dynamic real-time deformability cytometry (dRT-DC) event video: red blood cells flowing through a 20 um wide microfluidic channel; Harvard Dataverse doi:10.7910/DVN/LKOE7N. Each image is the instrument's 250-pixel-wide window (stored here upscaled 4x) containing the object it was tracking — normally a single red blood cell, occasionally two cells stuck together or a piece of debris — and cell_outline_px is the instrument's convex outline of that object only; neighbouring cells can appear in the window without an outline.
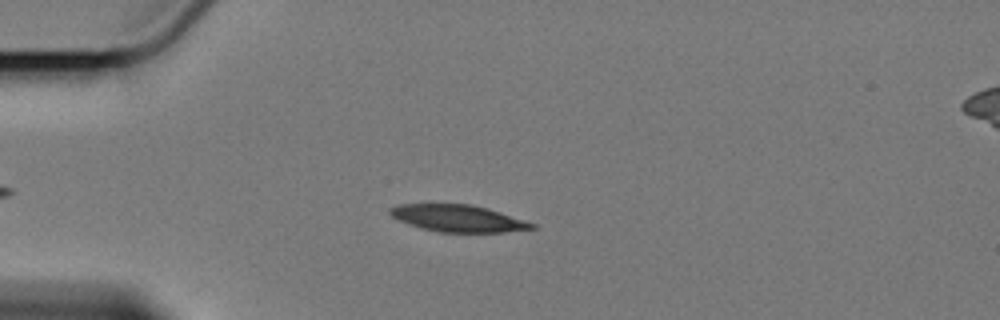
{"species": "Egyptian fruit bat (a non-hibernating species)", "species_latin": "Rousettus aegyptiacus", "temperature_condition": "cold", "stored_images_in_passage": 42, "camera_frame_rate_fps": 3000, "um_per_image_px": 0.085, "animal": {"sex": "female"}, "frame": {"image": 1, "passage_image": 3, "time_ms": 0.667, "image_size_px": [1000, 320], "cell_outline_px": [[536, 228], [504, 232], [436, 232], [420, 228], [408, 224], [392, 216], [388, 212], [388, 208], [400, 204], [472, 204], [488, 208], [536, 224]], "centroid_in_image_um": [38.91, 18.56], "position_along_channel_um": 46.1, "area_um2": 22.25}}
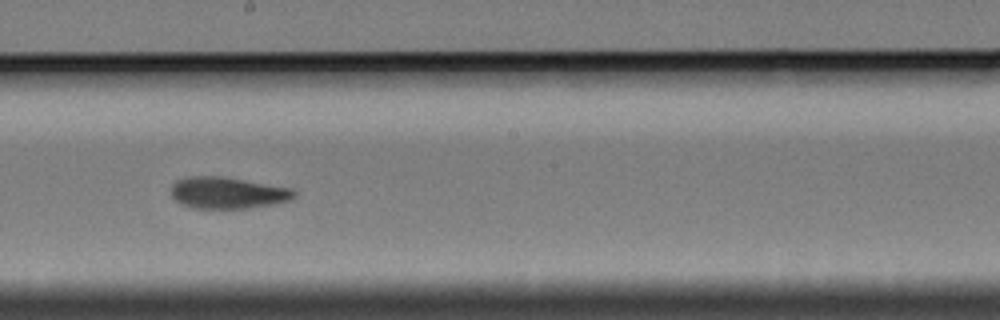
{"frame": {"image": 2, "passage_image": 21, "time_ms": 6.667, "image_size_px": [1000, 320], "cell_outline_px": [[296, 196], [292, 200], [272, 204], [248, 208], [192, 208], [180, 204], [172, 196], [172, 184], [176, 180], [192, 176], [220, 176], [292, 188], [296, 192]], "centroid_in_image_um": [19.35, 16.39], "position_along_channel_um": 228.8, "area_um2": 22.6}}
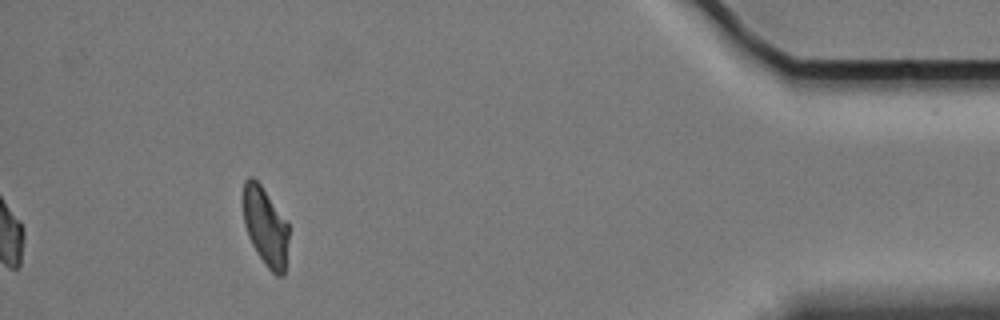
{"frame": {"image": 3, "passage_image": 42, "time_ms": 13.667, "image_size_px": [1000, 320], "cell_outline_px": [[288, 240], [284, 276], [276, 276], [264, 264], [256, 252], [248, 236], [244, 224], [244, 180], [248, 176], [252, 176], [260, 184], [288, 224]], "centroid_in_image_um": [22.56, 19.29], "position_along_channel_um": 412.6, "area_um2": 20.58}, "authors_computed_cell_mechanics": {"area_um2": 22.831, "velocity_mm_per_s": 3.3934, "shape_relaxation_time_tau1_ms": 4.9029, "shape_relaxation_time_tau2_ms": 3.2215, "deformation_change_tau1": 0.1412, "deformation_change_tau2": 0.0688}}